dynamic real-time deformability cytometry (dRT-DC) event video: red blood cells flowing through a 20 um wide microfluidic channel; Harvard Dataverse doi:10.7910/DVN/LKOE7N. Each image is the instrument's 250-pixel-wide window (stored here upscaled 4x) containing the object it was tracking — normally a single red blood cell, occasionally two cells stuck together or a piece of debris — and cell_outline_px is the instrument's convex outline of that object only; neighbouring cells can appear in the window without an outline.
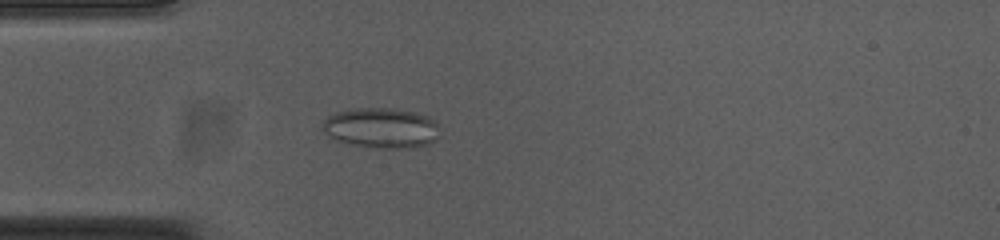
{"species": "common noctule bat (a hibernating species)", "species_latin": "Nyctalus noctula", "temperature_condition": "cold", "stored_images_in_passage": 21, "camera_frame_rate_fps": 3000, "um_per_image_px": 0.085, "animal": {"sex": "female", "body_mass_g": 23.0, "forearm_length_mm": 53.4}, "frame": {"image": 1, "passage_image": 15, "time_ms": 4.667, "image_size_px": [1000, 240], "cell_outline_px": [[440, 136], [436, 140], [428, 144], [412, 148], [384, 148], [356, 144], [336, 140], [328, 136], [324, 132], [324, 120], [328, 116], [336, 112], [352, 108], [392, 108], [416, 112], [428, 116], [436, 120], [440, 128]], "centroid_in_image_um": [32.49, 10.86], "position_along_channel_um": 52.5, "area_um2": 27.63}}
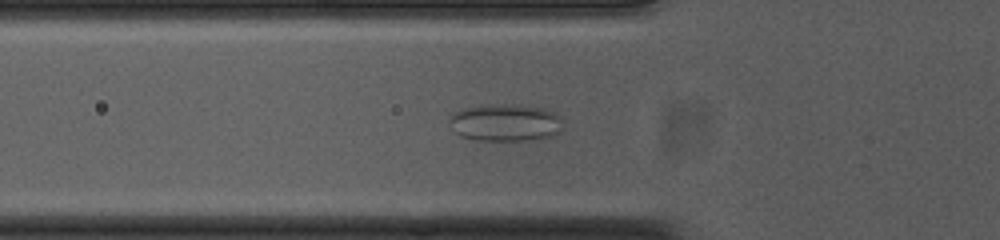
{"frame": {"image": 2, "passage_image": 18, "time_ms": 5.667, "image_size_px": [1000, 240], "cell_outline_px": [[560, 132], [552, 136], [524, 140], [476, 140], [460, 136], [448, 124], [448, 120], [460, 108], [492, 104], [520, 104], [544, 108], [560, 116]], "centroid_in_image_um": [42.92, 10.41], "position_along_channel_um": 82.9, "area_um2": 24.68}}